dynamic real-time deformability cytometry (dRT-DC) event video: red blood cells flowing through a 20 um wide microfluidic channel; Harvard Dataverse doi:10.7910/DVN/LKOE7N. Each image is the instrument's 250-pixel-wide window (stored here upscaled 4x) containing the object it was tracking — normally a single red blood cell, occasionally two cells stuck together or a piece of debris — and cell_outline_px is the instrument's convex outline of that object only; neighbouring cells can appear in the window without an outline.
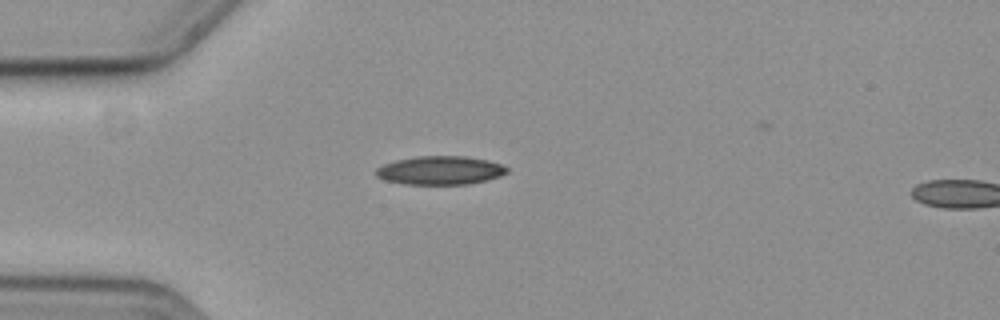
{"species": "common noctule bat (a hibernating species)", "species_latin": "Nyctalus noctula", "temperature_condition": "cold", "stored_images_in_passage": 4, "camera_frame_rate_fps": 3000, "um_per_image_px": 0.085, "animal": {"sex": "female", "body_mass_g": 19.3, "forearm_length_mm": 54.1}, "frame": {"image": 1, "passage_image": 1, "time_ms": 0.0, "image_size_px": [1000, 320], "cell_outline_px": [[508, 172], [500, 176], [488, 180], [468, 184], [404, 184], [384, 180], [376, 176], [372, 172], [376, 168], [384, 164], [396, 160], [416, 156], [464, 156], [488, 160], [500, 164], [508, 168]], "centroid_in_image_um": [37.38, 14.48], "position_along_channel_um": 47.6, "area_um2": 21.96}}